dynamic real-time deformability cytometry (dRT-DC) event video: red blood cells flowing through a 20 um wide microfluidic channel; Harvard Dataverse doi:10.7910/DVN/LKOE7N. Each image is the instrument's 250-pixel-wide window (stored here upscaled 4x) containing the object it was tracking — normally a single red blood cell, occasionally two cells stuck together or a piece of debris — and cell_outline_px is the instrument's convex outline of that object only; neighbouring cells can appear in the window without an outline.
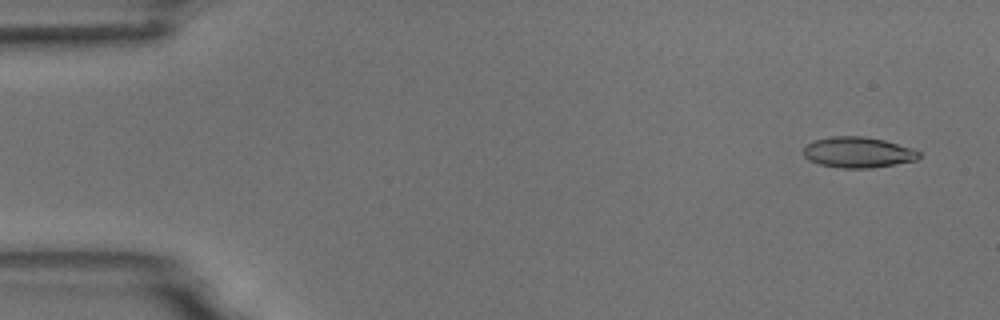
{"species": "common noctule bat (a hibernating species)", "species_latin": "Nyctalus noctula", "temperature_condition": "room temperature", "stored_images_in_passage": 51, "camera_frame_rate_fps": 3000, "um_per_image_px": 0.085, "animal": {"sex": "male", "body_mass_g": 18.8}, "frame": {"image": 1, "passage_image": 3, "time_ms": 0.667, "image_size_px": [1000, 320], "cell_outline_px": [[920, 156], [916, 160], [872, 168], [844, 168], [820, 164], [808, 160], [804, 156], [804, 148], [812, 140], [832, 136], [864, 136], [884, 140], [912, 148], [920, 152]], "centroid_in_image_um": [72.92, 12.94], "position_along_channel_um": 12.1, "area_um2": 20.63}}
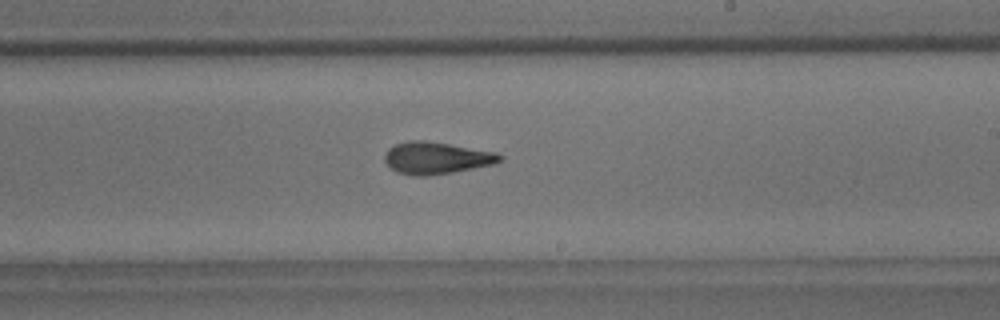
{"frame": {"image": 2, "passage_image": 32, "time_ms": 10.333, "image_size_px": [1000, 320], "cell_outline_px": [[504, 156], [496, 164], [452, 172], [424, 176], [412, 176], [396, 172], [384, 160], [384, 156], [388, 148], [396, 144], [408, 140], [424, 140], [496, 152]], "centroid_in_image_um": [37.08, 13.43], "position_along_channel_um": 251.9, "area_um2": 21.44}}
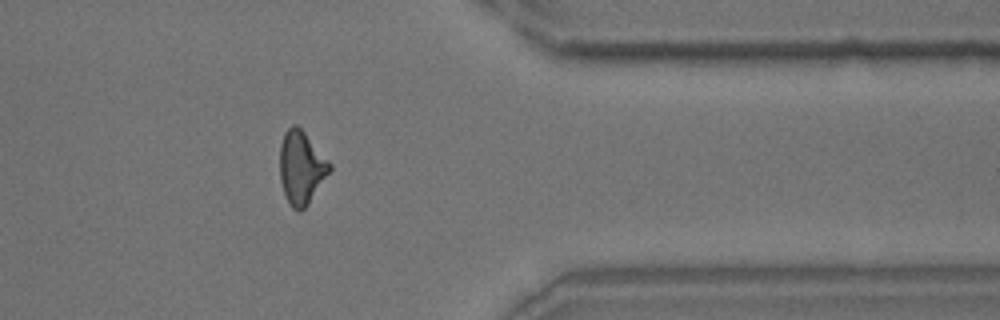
{"frame": {"image": 3, "passage_image": 44, "time_ms": 14.333, "image_size_px": [1000, 320], "cell_outline_px": [[332, 168], [308, 204], [300, 212], [292, 208], [288, 204], [280, 180], [280, 144], [284, 132], [292, 124], [296, 124], [304, 132], [332, 164]], "centroid_in_image_um": [25.6, 14.24], "position_along_channel_um": 385.8, "area_um2": 21.15}}